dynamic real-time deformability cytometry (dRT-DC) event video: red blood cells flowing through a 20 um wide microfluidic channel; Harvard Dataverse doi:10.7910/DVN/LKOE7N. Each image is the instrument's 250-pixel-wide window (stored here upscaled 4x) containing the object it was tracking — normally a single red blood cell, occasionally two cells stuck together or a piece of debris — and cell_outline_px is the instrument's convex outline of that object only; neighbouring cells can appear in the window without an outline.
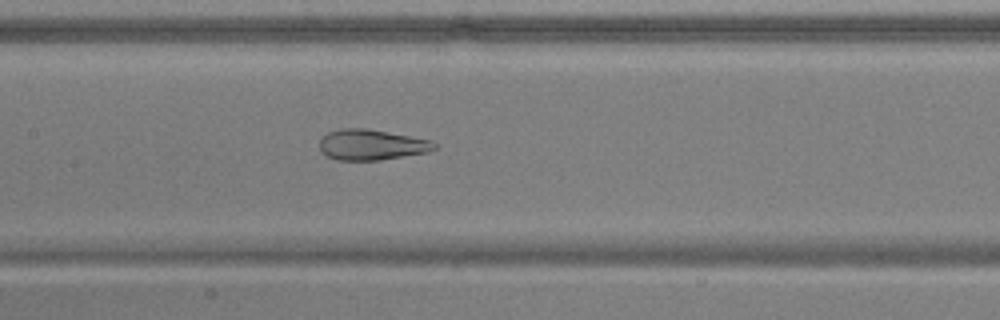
{"species": "common noctule bat (a hibernating species)", "species_latin": "Nyctalus noctula", "temperature_condition": "warm", "stored_images_in_passage": 53, "camera_frame_rate_fps": 3000, "um_per_image_px": 0.085, "animal": {"sex": "male", "body_mass_g": 17.9, "forearm_length_mm": 54.2}, "frame": {"image": 1, "passage_image": 26, "time_ms": 8.333, "image_size_px": [1000, 320], "cell_outline_px": [[436, 148], [428, 152], [380, 160], [336, 160], [324, 156], [320, 152], [320, 140], [328, 132], [340, 128], [368, 128], [428, 140], [436, 144]], "centroid_in_image_um": [31.51, 12.31], "position_along_channel_um": 175.9, "area_um2": 20.46}}
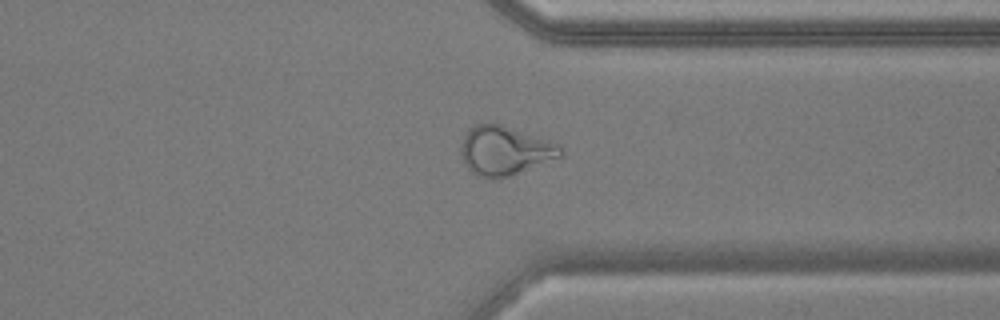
{"frame": {"image": 2, "passage_image": 41, "time_ms": 13.333, "image_size_px": [1000, 320], "cell_outline_px": [[564, 156], [500, 180], [492, 180], [480, 176], [472, 172], [468, 168], [460, 152], [460, 148], [464, 136], [468, 128], [476, 124], [500, 124], [560, 144], [564, 148]], "centroid_in_image_um": [42.94, 12.83], "position_along_channel_um": 368.5, "area_um2": 28.73}}
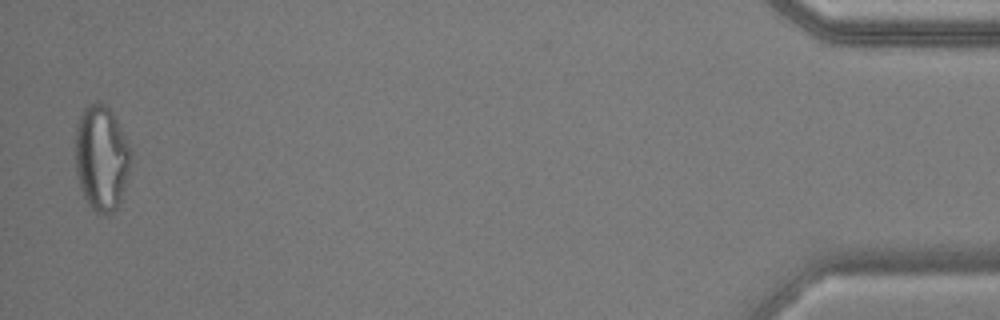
{"frame": {"image": 3, "passage_image": 52, "time_ms": 17.0, "image_size_px": [1000, 320], "cell_outline_px": [[132, 152], [128, 172], [124, 188], [120, 200], [116, 208], [108, 216], [100, 216], [88, 204], [80, 188], [76, 172], [76, 128], [80, 112], [88, 104], [104, 104], [112, 112], [132, 148]], "centroid_in_image_um": [8.63, 13.45], "position_along_channel_um": 426.6, "area_um2": 34.1}, "authors_computed_cell_mechanics": {"area_um2": 28.5532, "velocity_mm_per_s": 3.8644, "shape_relaxation_time_tau1_ms": null, "shape_relaxation_time_tau2_ms": 0.7097, "deformation_change_tau1": null, "deformation_change_tau2": 0.0523}}